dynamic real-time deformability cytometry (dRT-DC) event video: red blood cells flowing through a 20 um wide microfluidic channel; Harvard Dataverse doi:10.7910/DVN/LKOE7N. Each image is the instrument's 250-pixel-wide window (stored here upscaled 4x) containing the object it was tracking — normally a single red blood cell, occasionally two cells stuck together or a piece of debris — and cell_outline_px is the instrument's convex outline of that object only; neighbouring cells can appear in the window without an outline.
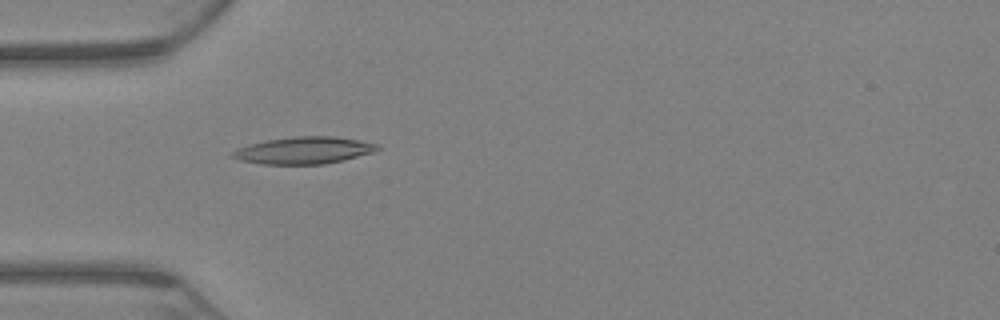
{"species": "Egyptian fruit bat (a non-hibernating species)", "species_latin": "Rousettus aegyptiacus", "temperature_condition": "warm", "stored_images_in_passage": 55, "camera_frame_rate_fps": 3000, "um_per_image_px": 0.085, "animal": {"sex": "female"}, "frame": {"image": 1, "passage_image": 8, "time_ms": 2.333, "image_size_px": [1000, 320], "cell_outline_px": [[380, 148], [376, 152], [344, 160], [324, 164], [260, 164], [240, 160], [228, 156], [236, 148], [268, 140], [292, 136], [336, 136], [376, 144]], "centroid_in_image_um": [25.82, 12.79], "position_along_channel_um": 59.2, "area_um2": 22.83}}
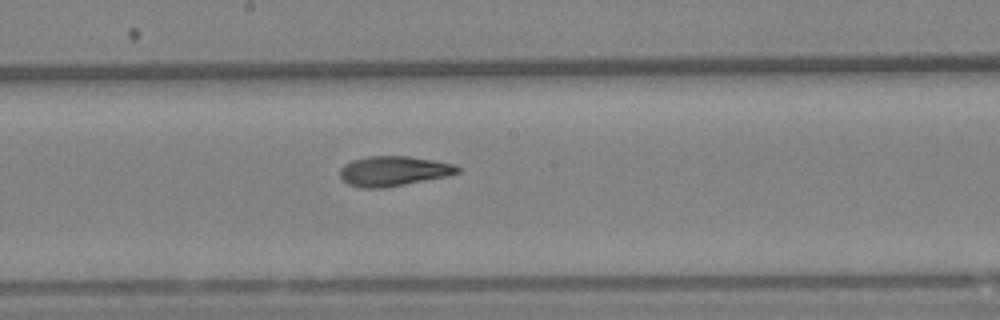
{"frame": {"image": 2, "passage_image": 24, "time_ms": 7.667, "image_size_px": [1000, 320], "cell_outline_px": [[460, 172], [448, 176], [384, 188], [360, 188], [348, 184], [340, 176], [340, 168], [344, 164], [352, 160], [368, 156], [408, 156], [432, 160], [452, 164], [460, 168]], "centroid_in_image_um": [33.42, 14.54], "position_along_channel_um": 214.8, "area_um2": 20.46}}
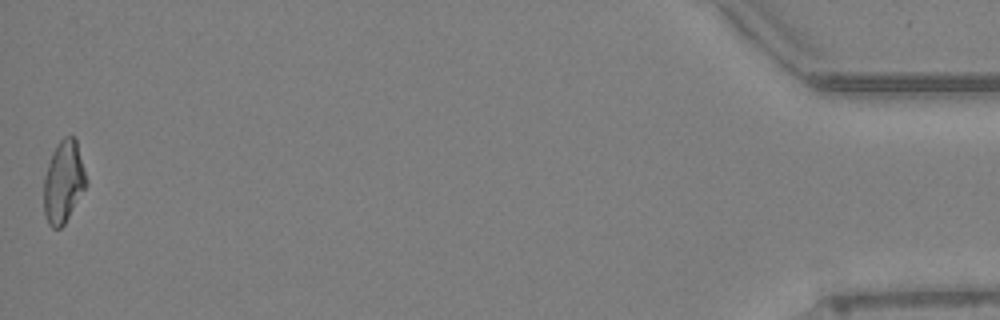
{"frame": {"image": 3, "passage_image": 55, "time_ms": 18.0, "image_size_px": [1000, 320], "cell_outline_px": [[88, 184], [64, 224], [60, 228], [52, 228], [48, 224], [44, 216], [44, 176], [52, 152], [56, 144], [64, 136], [72, 136], [76, 140], [88, 180]], "centroid_in_image_um": [5.4, 15.46], "position_along_channel_um": 429.8, "area_um2": 20.4}, "authors_computed_cell_mechanics": {"area_um2": 20.4612, "velocity_mm_per_s": 2.9978, "shape_relaxation_time_tau1_ms": null, "shape_relaxation_time_tau2_ms": 3.9249, "deformation_change_tau1": null, "deformation_change_tau2": 0.1239}}